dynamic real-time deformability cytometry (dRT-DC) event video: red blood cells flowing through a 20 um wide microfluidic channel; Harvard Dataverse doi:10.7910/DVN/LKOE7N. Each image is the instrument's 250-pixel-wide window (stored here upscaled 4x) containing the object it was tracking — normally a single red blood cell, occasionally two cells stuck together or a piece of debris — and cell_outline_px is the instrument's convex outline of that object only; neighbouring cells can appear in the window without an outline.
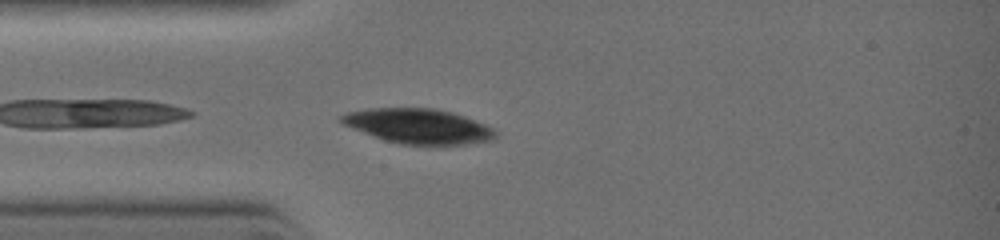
{"species": "common noctule bat (a hibernating species)", "species_latin": "Nyctalus noctula", "temperature_condition": "warm", "stored_images_in_passage": 3, "camera_frame_rate_fps": 3000, "um_per_image_px": 0.085, "animal": {"sex": "female", "body_mass_g": 19.0, "forearm_length_mm": 51.5}, "frame": {"image": 1, "passage_image": 2, "time_ms": 0.667, "image_size_px": [1000, 240], "cell_outline_px": [[496, 136], [488, 140], [464, 144], [396, 144], [384, 140], [352, 128], [344, 124], [340, 120], [340, 116], [348, 112], [368, 108], [432, 108], [452, 112], [484, 124], [492, 128]], "centroid_in_image_um": [35.5, 10.71], "position_along_channel_um": 49.5, "area_um2": 30.75}}